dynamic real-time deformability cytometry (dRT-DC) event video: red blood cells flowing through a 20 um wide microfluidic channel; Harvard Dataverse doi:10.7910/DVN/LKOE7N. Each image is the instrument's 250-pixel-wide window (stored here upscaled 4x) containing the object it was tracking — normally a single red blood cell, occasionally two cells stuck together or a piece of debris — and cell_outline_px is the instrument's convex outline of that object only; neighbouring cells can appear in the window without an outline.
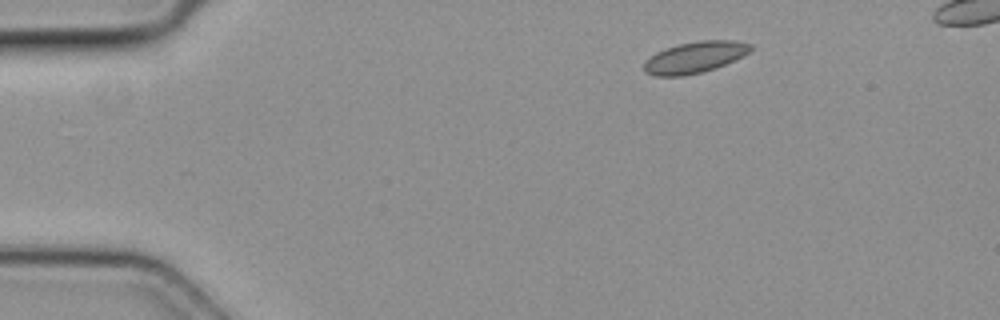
{"species": "common noctule bat (a hibernating species)", "species_latin": "Nyctalus noctula", "temperature_condition": "cold", "stored_images_in_passage": 4, "camera_frame_rate_fps": 3000, "um_per_image_px": 0.085, "animal": {"sex": "female", "body_mass_g": 19.3, "forearm_length_mm": 54.1}, "frame": {"image": 1, "passage_image": 1, "time_ms": 0.0, "image_size_px": [1000, 320], "cell_outline_px": [[752, 48], [744, 56], [716, 68], [704, 72], [684, 76], [656, 76], [644, 72], [644, 60], [656, 52], [664, 48], [680, 44], [700, 40], [732, 40], [752, 44]], "centroid_in_image_um": [59.04, 4.88], "position_along_channel_um": 26.0, "area_um2": 19.65}}